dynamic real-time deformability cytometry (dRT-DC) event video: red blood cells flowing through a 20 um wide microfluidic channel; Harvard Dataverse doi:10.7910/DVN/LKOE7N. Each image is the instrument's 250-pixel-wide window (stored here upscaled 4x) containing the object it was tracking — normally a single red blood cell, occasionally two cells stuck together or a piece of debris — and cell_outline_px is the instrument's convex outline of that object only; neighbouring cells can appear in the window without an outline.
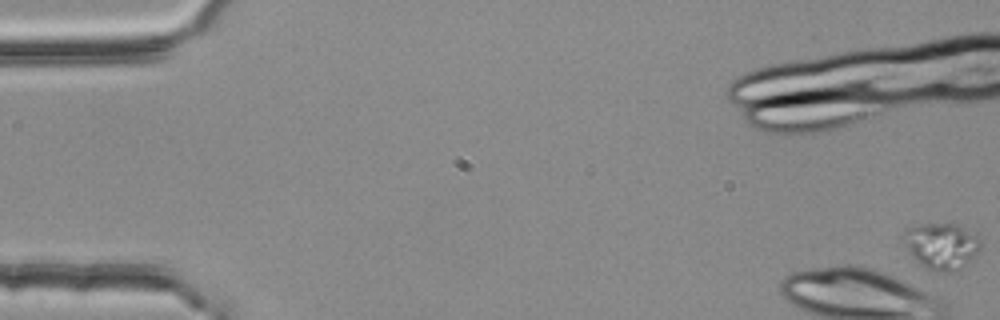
{"species": "common noctule bat (a hibernating species)", "species_latin": "Nyctalus noctula", "temperature_condition": "room temperature", "stored_images_in_passage": 4, "camera_frame_rate_fps": 3000, "um_per_image_px": 0.085, "animal": {"sex": "female", "body_mass_g": 25.1}, "frame": {"image": 1, "passage_image": 1, "time_ms": 0.0, "image_size_px": [1000, 320], "cell_outline_px": [[980, 252], [968, 264], [948, 272], [936, 272], [920, 264], [908, 252], [900, 236], [904, 228], [920, 224], [956, 224], [976, 236], [980, 240]], "centroid_in_image_um": [79.98, 20.9], "position_along_channel_um": 5.0, "area_um2": 20.92}}